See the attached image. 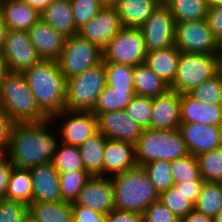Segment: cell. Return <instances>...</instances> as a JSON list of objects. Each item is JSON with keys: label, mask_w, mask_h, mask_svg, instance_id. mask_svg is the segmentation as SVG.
<instances>
[{"label": "cell", "mask_w": 222, "mask_h": 222, "mask_svg": "<svg viewBox=\"0 0 222 222\" xmlns=\"http://www.w3.org/2000/svg\"><path fill=\"white\" fill-rule=\"evenodd\" d=\"M51 121L15 123L6 153L15 167L30 169L52 161L58 142L47 130Z\"/></svg>", "instance_id": "obj_1"}, {"label": "cell", "mask_w": 222, "mask_h": 222, "mask_svg": "<svg viewBox=\"0 0 222 222\" xmlns=\"http://www.w3.org/2000/svg\"><path fill=\"white\" fill-rule=\"evenodd\" d=\"M23 74L37 105L48 118L65 109L67 79L57 61L40 60Z\"/></svg>", "instance_id": "obj_2"}, {"label": "cell", "mask_w": 222, "mask_h": 222, "mask_svg": "<svg viewBox=\"0 0 222 222\" xmlns=\"http://www.w3.org/2000/svg\"><path fill=\"white\" fill-rule=\"evenodd\" d=\"M113 185L115 209L143 212L154 202L159 200V193L143 166L136 165L120 174L110 175Z\"/></svg>", "instance_id": "obj_3"}, {"label": "cell", "mask_w": 222, "mask_h": 222, "mask_svg": "<svg viewBox=\"0 0 222 222\" xmlns=\"http://www.w3.org/2000/svg\"><path fill=\"white\" fill-rule=\"evenodd\" d=\"M0 109L15 123L41 122L48 117L40 110L25 75L8 72L0 86Z\"/></svg>", "instance_id": "obj_4"}, {"label": "cell", "mask_w": 222, "mask_h": 222, "mask_svg": "<svg viewBox=\"0 0 222 222\" xmlns=\"http://www.w3.org/2000/svg\"><path fill=\"white\" fill-rule=\"evenodd\" d=\"M179 129L143 130L135 144L137 165L152 161H172L189 155Z\"/></svg>", "instance_id": "obj_5"}, {"label": "cell", "mask_w": 222, "mask_h": 222, "mask_svg": "<svg viewBox=\"0 0 222 222\" xmlns=\"http://www.w3.org/2000/svg\"><path fill=\"white\" fill-rule=\"evenodd\" d=\"M106 68L100 64L67 79L65 109L92 112L106 85Z\"/></svg>", "instance_id": "obj_6"}, {"label": "cell", "mask_w": 222, "mask_h": 222, "mask_svg": "<svg viewBox=\"0 0 222 222\" xmlns=\"http://www.w3.org/2000/svg\"><path fill=\"white\" fill-rule=\"evenodd\" d=\"M219 54L180 52L177 72L170 89L185 94L218 72Z\"/></svg>", "instance_id": "obj_7"}, {"label": "cell", "mask_w": 222, "mask_h": 222, "mask_svg": "<svg viewBox=\"0 0 222 222\" xmlns=\"http://www.w3.org/2000/svg\"><path fill=\"white\" fill-rule=\"evenodd\" d=\"M103 61V50L78 34L67 37L57 60L66 79L83 73Z\"/></svg>", "instance_id": "obj_8"}, {"label": "cell", "mask_w": 222, "mask_h": 222, "mask_svg": "<svg viewBox=\"0 0 222 222\" xmlns=\"http://www.w3.org/2000/svg\"><path fill=\"white\" fill-rule=\"evenodd\" d=\"M146 55L141 29L123 27L103 49V62L137 66L145 63Z\"/></svg>", "instance_id": "obj_9"}, {"label": "cell", "mask_w": 222, "mask_h": 222, "mask_svg": "<svg viewBox=\"0 0 222 222\" xmlns=\"http://www.w3.org/2000/svg\"><path fill=\"white\" fill-rule=\"evenodd\" d=\"M175 47L180 52L219 54L220 44L207 19L179 22L175 25Z\"/></svg>", "instance_id": "obj_10"}, {"label": "cell", "mask_w": 222, "mask_h": 222, "mask_svg": "<svg viewBox=\"0 0 222 222\" xmlns=\"http://www.w3.org/2000/svg\"><path fill=\"white\" fill-rule=\"evenodd\" d=\"M175 20L166 4L159 5L141 26L147 52L175 45Z\"/></svg>", "instance_id": "obj_11"}, {"label": "cell", "mask_w": 222, "mask_h": 222, "mask_svg": "<svg viewBox=\"0 0 222 222\" xmlns=\"http://www.w3.org/2000/svg\"><path fill=\"white\" fill-rule=\"evenodd\" d=\"M2 54L10 72L23 73L41 60L24 30L8 29Z\"/></svg>", "instance_id": "obj_12"}, {"label": "cell", "mask_w": 222, "mask_h": 222, "mask_svg": "<svg viewBox=\"0 0 222 222\" xmlns=\"http://www.w3.org/2000/svg\"><path fill=\"white\" fill-rule=\"evenodd\" d=\"M62 116L68 118L60 126L59 135L62 136L61 143L80 146L89 137L98 132L97 116L93 112L69 111L64 109L59 114L53 116L51 120L64 119Z\"/></svg>", "instance_id": "obj_13"}, {"label": "cell", "mask_w": 222, "mask_h": 222, "mask_svg": "<svg viewBox=\"0 0 222 222\" xmlns=\"http://www.w3.org/2000/svg\"><path fill=\"white\" fill-rule=\"evenodd\" d=\"M72 206H84L102 215H108L115 209L110 176H91Z\"/></svg>", "instance_id": "obj_14"}, {"label": "cell", "mask_w": 222, "mask_h": 222, "mask_svg": "<svg viewBox=\"0 0 222 222\" xmlns=\"http://www.w3.org/2000/svg\"><path fill=\"white\" fill-rule=\"evenodd\" d=\"M122 28L116 8L104 6L92 20L78 29V35L103 50Z\"/></svg>", "instance_id": "obj_15"}, {"label": "cell", "mask_w": 222, "mask_h": 222, "mask_svg": "<svg viewBox=\"0 0 222 222\" xmlns=\"http://www.w3.org/2000/svg\"><path fill=\"white\" fill-rule=\"evenodd\" d=\"M178 129L191 155L222 147V126L181 123Z\"/></svg>", "instance_id": "obj_16"}, {"label": "cell", "mask_w": 222, "mask_h": 222, "mask_svg": "<svg viewBox=\"0 0 222 222\" xmlns=\"http://www.w3.org/2000/svg\"><path fill=\"white\" fill-rule=\"evenodd\" d=\"M98 131L107 139L136 144L143 129L133 121L125 110L108 111L97 116Z\"/></svg>", "instance_id": "obj_17"}, {"label": "cell", "mask_w": 222, "mask_h": 222, "mask_svg": "<svg viewBox=\"0 0 222 222\" xmlns=\"http://www.w3.org/2000/svg\"><path fill=\"white\" fill-rule=\"evenodd\" d=\"M181 94L169 89L166 93L152 98L151 130L178 129L181 124Z\"/></svg>", "instance_id": "obj_18"}, {"label": "cell", "mask_w": 222, "mask_h": 222, "mask_svg": "<svg viewBox=\"0 0 222 222\" xmlns=\"http://www.w3.org/2000/svg\"><path fill=\"white\" fill-rule=\"evenodd\" d=\"M29 39L41 60L57 61L67 37L39 19L28 31Z\"/></svg>", "instance_id": "obj_19"}, {"label": "cell", "mask_w": 222, "mask_h": 222, "mask_svg": "<svg viewBox=\"0 0 222 222\" xmlns=\"http://www.w3.org/2000/svg\"><path fill=\"white\" fill-rule=\"evenodd\" d=\"M28 170L32 178V202L62 201L59 173L52 162L40 164Z\"/></svg>", "instance_id": "obj_20"}, {"label": "cell", "mask_w": 222, "mask_h": 222, "mask_svg": "<svg viewBox=\"0 0 222 222\" xmlns=\"http://www.w3.org/2000/svg\"><path fill=\"white\" fill-rule=\"evenodd\" d=\"M181 123H201L222 126V105L197 101L188 93L181 94Z\"/></svg>", "instance_id": "obj_21"}, {"label": "cell", "mask_w": 222, "mask_h": 222, "mask_svg": "<svg viewBox=\"0 0 222 222\" xmlns=\"http://www.w3.org/2000/svg\"><path fill=\"white\" fill-rule=\"evenodd\" d=\"M137 165L135 145L125 141L107 139L105 143L103 176L120 174Z\"/></svg>", "instance_id": "obj_22"}, {"label": "cell", "mask_w": 222, "mask_h": 222, "mask_svg": "<svg viewBox=\"0 0 222 222\" xmlns=\"http://www.w3.org/2000/svg\"><path fill=\"white\" fill-rule=\"evenodd\" d=\"M0 15L9 30L28 31L41 18V13L21 0L0 4Z\"/></svg>", "instance_id": "obj_23"}, {"label": "cell", "mask_w": 222, "mask_h": 222, "mask_svg": "<svg viewBox=\"0 0 222 222\" xmlns=\"http://www.w3.org/2000/svg\"><path fill=\"white\" fill-rule=\"evenodd\" d=\"M157 6L153 0H117L114 5L125 28H141Z\"/></svg>", "instance_id": "obj_24"}, {"label": "cell", "mask_w": 222, "mask_h": 222, "mask_svg": "<svg viewBox=\"0 0 222 222\" xmlns=\"http://www.w3.org/2000/svg\"><path fill=\"white\" fill-rule=\"evenodd\" d=\"M41 19L66 37L78 34L69 0H53V2L41 12Z\"/></svg>", "instance_id": "obj_25"}, {"label": "cell", "mask_w": 222, "mask_h": 222, "mask_svg": "<svg viewBox=\"0 0 222 222\" xmlns=\"http://www.w3.org/2000/svg\"><path fill=\"white\" fill-rule=\"evenodd\" d=\"M180 51L174 46L147 52L145 64L167 84L175 79Z\"/></svg>", "instance_id": "obj_26"}, {"label": "cell", "mask_w": 222, "mask_h": 222, "mask_svg": "<svg viewBox=\"0 0 222 222\" xmlns=\"http://www.w3.org/2000/svg\"><path fill=\"white\" fill-rule=\"evenodd\" d=\"M107 137L100 131L78 146L84 170L91 176H103V161Z\"/></svg>", "instance_id": "obj_27"}, {"label": "cell", "mask_w": 222, "mask_h": 222, "mask_svg": "<svg viewBox=\"0 0 222 222\" xmlns=\"http://www.w3.org/2000/svg\"><path fill=\"white\" fill-rule=\"evenodd\" d=\"M133 81L137 96L153 98L170 89V85L156 75L145 63L134 66Z\"/></svg>", "instance_id": "obj_28"}, {"label": "cell", "mask_w": 222, "mask_h": 222, "mask_svg": "<svg viewBox=\"0 0 222 222\" xmlns=\"http://www.w3.org/2000/svg\"><path fill=\"white\" fill-rule=\"evenodd\" d=\"M28 214L39 222H72V203L32 202L28 205Z\"/></svg>", "instance_id": "obj_29"}, {"label": "cell", "mask_w": 222, "mask_h": 222, "mask_svg": "<svg viewBox=\"0 0 222 222\" xmlns=\"http://www.w3.org/2000/svg\"><path fill=\"white\" fill-rule=\"evenodd\" d=\"M175 23L196 21L207 18V0H167Z\"/></svg>", "instance_id": "obj_30"}, {"label": "cell", "mask_w": 222, "mask_h": 222, "mask_svg": "<svg viewBox=\"0 0 222 222\" xmlns=\"http://www.w3.org/2000/svg\"><path fill=\"white\" fill-rule=\"evenodd\" d=\"M134 96L135 90L115 89L105 85L92 112L98 116L108 111L124 110Z\"/></svg>", "instance_id": "obj_31"}, {"label": "cell", "mask_w": 222, "mask_h": 222, "mask_svg": "<svg viewBox=\"0 0 222 222\" xmlns=\"http://www.w3.org/2000/svg\"><path fill=\"white\" fill-rule=\"evenodd\" d=\"M5 198L27 205L32 203V178L28 169L13 167Z\"/></svg>", "instance_id": "obj_32"}, {"label": "cell", "mask_w": 222, "mask_h": 222, "mask_svg": "<svg viewBox=\"0 0 222 222\" xmlns=\"http://www.w3.org/2000/svg\"><path fill=\"white\" fill-rule=\"evenodd\" d=\"M221 207L222 183L205 182L194 208L213 219Z\"/></svg>", "instance_id": "obj_33"}, {"label": "cell", "mask_w": 222, "mask_h": 222, "mask_svg": "<svg viewBox=\"0 0 222 222\" xmlns=\"http://www.w3.org/2000/svg\"><path fill=\"white\" fill-rule=\"evenodd\" d=\"M205 182L222 183V147L196 156Z\"/></svg>", "instance_id": "obj_34"}, {"label": "cell", "mask_w": 222, "mask_h": 222, "mask_svg": "<svg viewBox=\"0 0 222 222\" xmlns=\"http://www.w3.org/2000/svg\"><path fill=\"white\" fill-rule=\"evenodd\" d=\"M58 148L51 162L59 174L75 170L85 171L78 146L62 143Z\"/></svg>", "instance_id": "obj_35"}, {"label": "cell", "mask_w": 222, "mask_h": 222, "mask_svg": "<svg viewBox=\"0 0 222 222\" xmlns=\"http://www.w3.org/2000/svg\"><path fill=\"white\" fill-rule=\"evenodd\" d=\"M90 177L91 175L87 171L78 170L59 174L62 201L74 203Z\"/></svg>", "instance_id": "obj_36"}, {"label": "cell", "mask_w": 222, "mask_h": 222, "mask_svg": "<svg viewBox=\"0 0 222 222\" xmlns=\"http://www.w3.org/2000/svg\"><path fill=\"white\" fill-rule=\"evenodd\" d=\"M197 101L222 105V76L219 72L188 92Z\"/></svg>", "instance_id": "obj_37"}, {"label": "cell", "mask_w": 222, "mask_h": 222, "mask_svg": "<svg viewBox=\"0 0 222 222\" xmlns=\"http://www.w3.org/2000/svg\"><path fill=\"white\" fill-rule=\"evenodd\" d=\"M151 184L160 194L174 186L175 181L171 172V161H152L143 165Z\"/></svg>", "instance_id": "obj_38"}, {"label": "cell", "mask_w": 222, "mask_h": 222, "mask_svg": "<svg viewBox=\"0 0 222 222\" xmlns=\"http://www.w3.org/2000/svg\"><path fill=\"white\" fill-rule=\"evenodd\" d=\"M106 68V85L115 89L135 90L134 66L121 63H104Z\"/></svg>", "instance_id": "obj_39"}, {"label": "cell", "mask_w": 222, "mask_h": 222, "mask_svg": "<svg viewBox=\"0 0 222 222\" xmlns=\"http://www.w3.org/2000/svg\"><path fill=\"white\" fill-rule=\"evenodd\" d=\"M171 172L175 183L193 180H204L200 175L197 157L187 155L171 161Z\"/></svg>", "instance_id": "obj_40"}, {"label": "cell", "mask_w": 222, "mask_h": 222, "mask_svg": "<svg viewBox=\"0 0 222 222\" xmlns=\"http://www.w3.org/2000/svg\"><path fill=\"white\" fill-rule=\"evenodd\" d=\"M159 200L180 220L189 214L195 207V205L189 201L188 196L181 191H177L174 186L161 192Z\"/></svg>", "instance_id": "obj_41"}, {"label": "cell", "mask_w": 222, "mask_h": 222, "mask_svg": "<svg viewBox=\"0 0 222 222\" xmlns=\"http://www.w3.org/2000/svg\"><path fill=\"white\" fill-rule=\"evenodd\" d=\"M127 115L143 130L150 128L152 115V98L135 95L124 109Z\"/></svg>", "instance_id": "obj_42"}, {"label": "cell", "mask_w": 222, "mask_h": 222, "mask_svg": "<svg viewBox=\"0 0 222 222\" xmlns=\"http://www.w3.org/2000/svg\"><path fill=\"white\" fill-rule=\"evenodd\" d=\"M77 29L92 20L103 8L100 0H69Z\"/></svg>", "instance_id": "obj_43"}, {"label": "cell", "mask_w": 222, "mask_h": 222, "mask_svg": "<svg viewBox=\"0 0 222 222\" xmlns=\"http://www.w3.org/2000/svg\"><path fill=\"white\" fill-rule=\"evenodd\" d=\"M28 205L20 201L3 198L0 204V222H24Z\"/></svg>", "instance_id": "obj_44"}, {"label": "cell", "mask_w": 222, "mask_h": 222, "mask_svg": "<svg viewBox=\"0 0 222 222\" xmlns=\"http://www.w3.org/2000/svg\"><path fill=\"white\" fill-rule=\"evenodd\" d=\"M142 215L143 222H181L160 200L154 201Z\"/></svg>", "instance_id": "obj_45"}, {"label": "cell", "mask_w": 222, "mask_h": 222, "mask_svg": "<svg viewBox=\"0 0 222 222\" xmlns=\"http://www.w3.org/2000/svg\"><path fill=\"white\" fill-rule=\"evenodd\" d=\"M14 125V120L0 109V154L8 152Z\"/></svg>", "instance_id": "obj_46"}, {"label": "cell", "mask_w": 222, "mask_h": 222, "mask_svg": "<svg viewBox=\"0 0 222 222\" xmlns=\"http://www.w3.org/2000/svg\"><path fill=\"white\" fill-rule=\"evenodd\" d=\"M204 184V180H193L190 182L184 181L175 183L174 187L177 189V191H181L188 196L189 201L195 205Z\"/></svg>", "instance_id": "obj_47"}, {"label": "cell", "mask_w": 222, "mask_h": 222, "mask_svg": "<svg viewBox=\"0 0 222 222\" xmlns=\"http://www.w3.org/2000/svg\"><path fill=\"white\" fill-rule=\"evenodd\" d=\"M72 222H105L106 215H102L84 206H72Z\"/></svg>", "instance_id": "obj_48"}, {"label": "cell", "mask_w": 222, "mask_h": 222, "mask_svg": "<svg viewBox=\"0 0 222 222\" xmlns=\"http://www.w3.org/2000/svg\"><path fill=\"white\" fill-rule=\"evenodd\" d=\"M206 19L215 39L220 44L222 42V7H209Z\"/></svg>", "instance_id": "obj_49"}, {"label": "cell", "mask_w": 222, "mask_h": 222, "mask_svg": "<svg viewBox=\"0 0 222 222\" xmlns=\"http://www.w3.org/2000/svg\"><path fill=\"white\" fill-rule=\"evenodd\" d=\"M13 163L7 154H0V197H6L9 177L13 170Z\"/></svg>", "instance_id": "obj_50"}, {"label": "cell", "mask_w": 222, "mask_h": 222, "mask_svg": "<svg viewBox=\"0 0 222 222\" xmlns=\"http://www.w3.org/2000/svg\"><path fill=\"white\" fill-rule=\"evenodd\" d=\"M105 222H143V215L137 212L114 209L106 215Z\"/></svg>", "instance_id": "obj_51"}, {"label": "cell", "mask_w": 222, "mask_h": 222, "mask_svg": "<svg viewBox=\"0 0 222 222\" xmlns=\"http://www.w3.org/2000/svg\"><path fill=\"white\" fill-rule=\"evenodd\" d=\"M181 222H213L212 218L206 216L204 213L199 212L195 208L187 214Z\"/></svg>", "instance_id": "obj_52"}, {"label": "cell", "mask_w": 222, "mask_h": 222, "mask_svg": "<svg viewBox=\"0 0 222 222\" xmlns=\"http://www.w3.org/2000/svg\"><path fill=\"white\" fill-rule=\"evenodd\" d=\"M25 2L30 7L36 9L39 13H41L46 7H48L53 0H21Z\"/></svg>", "instance_id": "obj_53"}, {"label": "cell", "mask_w": 222, "mask_h": 222, "mask_svg": "<svg viewBox=\"0 0 222 222\" xmlns=\"http://www.w3.org/2000/svg\"><path fill=\"white\" fill-rule=\"evenodd\" d=\"M7 31H8V28L4 24V21L2 20V17L0 15V53L3 52L4 46H5Z\"/></svg>", "instance_id": "obj_54"}, {"label": "cell", "mask_w": 222, "mask_h": 222, "mask_svg": "<svg viewBox=\"0 0 222 222\" xmlns=\"http://www.w3.org/2000/svg\"><path fill=\"white\" fill-rule=\"evenodd\" d=\"M9 72L7 65H6V60L3 56L2 53H0V86L2 81L4 80L5 75Z\"/></svg>", "instance_id": "obj_55"}, {"label": "cell", "mask_w": 222, "mask_h": 222, "mask_svg": "<svg viewBox=\"0 0 222 222\" xmlns=\"http://www.w3.org/2000/svg\"><path fill=\"white\" fill-rule=\"evenodd\" d=\"M209 7H222V0H207Z\"/></svg>", "instance_id": "obj_56"}, {"label": "cell", "mask_w": 222, "mask_h": 222, "mask_svg": "<svg viewBox=\"0 0 222 222\" xmlns=\"http://www.w3.org/2000/svg\"><path fill=\"white\" fill-rule=\"evenodd\" d=\"M213 222H222V207L218 211L217 215L212 219Z\"/></svg>", "instance_id": "obj_57"}, {"label": "cell", "mask_w": 222, "mask_h": 222, "mask_svg": "<svg viewBox=\"0 0 222 222\" xmlns=\"http://www.w3.org/2000/svg\"><path fill=\"white\" fill-rule=\"evenodd\" d=\"M104 6H114L117 0H100Z\"/></svg>", "instance_id": "obj_58"}, {"label": "cell", "mask_w": 222, "mask_h": 222, "mask_svg": "<svg viewBox=\"0 0 222 222\" xmlns=\"http://www.w3.org/2000/svg\"><path fill=\"white\" fill-rule=\"evenodd\" d=\"M218 72L222 76V56H219V58H218Z\"/></svg>", "instance_id": "obj_59"}, {"label": "cell", "mask_w": 222, "mask_h": 222, "mask_svg": "<svg viewBox=\"0 0 222 222\" xmlns=\"http://www.w3.org/2000/svg\"><path fill=\"white\" fill-rule=\"evenodd\" d=\"M24 222H39L36 219H34L31 215H27L24 219Z\"/></svg>", "instance_id": "obj_60"}, {"label": "cell", "mask_w": 222, "mask_h": 222, "mask_svg": "<svg viewBox=\"0 0 222 222\" xmlns=\"http://www.w3.org/2000/svg\"><path fill=\"white\" fill-rule=\"evenodd\" d=\"M155 1L158 5H163L166 4L167 0H153Z\"/></svg>", "instance_id": "obj_61"}, {"label": "cell", "mask_w": 222, "mask_h": 222, "mask_svg": "<svg viewBox=\"0 0 222 222\" xmlns=\"http://www.w3.org/2000/svg\"><path fill=\"white\" fill-rule=\"evenodd\" d=\"M219 56H222V42L220 43V52H219Z\"/></svg>", "instance_id": "obj_62"}, {"label": "cell", "mask_w": 222, "mask_h": 222, "mask_svg": "<svg viewBox=\"0 0 222 222\" xmlns=\"http://www.w3.org/2000/svg\"><path fill=\"white\" fill-rule=\"evenodd\" d=\"M6 0H0V4L4 3Z\"/></svg>", "instance_id": "obj_63"}]
</instances>
